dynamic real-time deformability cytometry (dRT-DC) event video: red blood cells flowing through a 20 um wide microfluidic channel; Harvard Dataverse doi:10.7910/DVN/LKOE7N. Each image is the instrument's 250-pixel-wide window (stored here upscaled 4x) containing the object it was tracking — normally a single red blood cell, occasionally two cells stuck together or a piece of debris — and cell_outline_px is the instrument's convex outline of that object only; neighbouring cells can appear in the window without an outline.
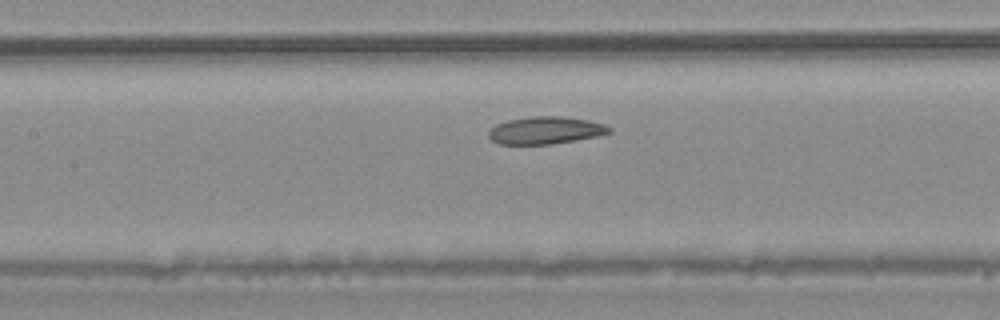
{"species": "common noctule bat (a hibernating species)", "species_latin": "Nyctalus noctula", "temperature_condition": "warm", "stored_images_in_passage": 24, "camera_frame_rate_fps": 3000, "um_per_image_px": 0.085, "animal": {"sex": "male", "body_mass_g": 20.4}, "frame": {"image": 1, "passage_image": 8, "time_ms": 2.333, "image_size_px": [1000, 320], "cell_outline_px": [[612, 132], [596, 136], [576, 140], [552, 144], [500, 144], [492, 140], [488, 136], [488, 128], [496, 124], [508, 120], [532, 116], [560, 116], [588, 120], [604, 124], [612, 128]], "centroid_in_image_um": [46.35, 11.07], "position_along_channel_um": 161.1, "area_um2": 19.31}}
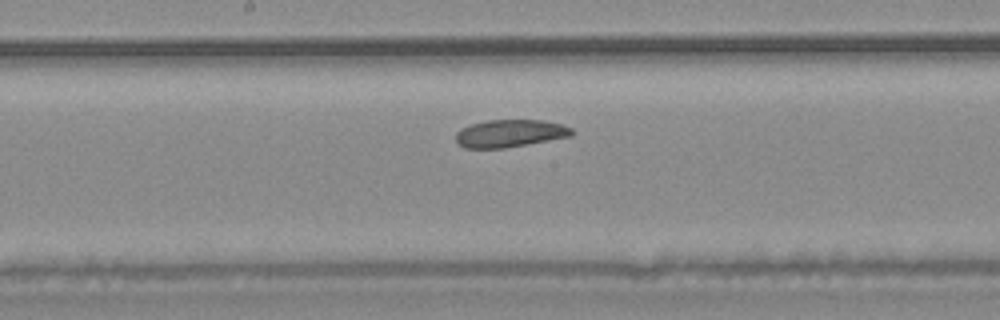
{"frame": {"image": 2, "passage_image": 11, "time_ms": 3.333, "image_size_px": [1000, 320], "cell_outline_px": [[576, 132], [572, 136], [504, 148], [464, 148], [456, 144], [456, 132], [460, 128], [472, 124], [488, 120], [544, 120], [560, 124], [572, 128]], "centroid_in_image_um": [43.34, 11.34], "position_along_channel_um": 204.9, "area_um2": 18.73}}